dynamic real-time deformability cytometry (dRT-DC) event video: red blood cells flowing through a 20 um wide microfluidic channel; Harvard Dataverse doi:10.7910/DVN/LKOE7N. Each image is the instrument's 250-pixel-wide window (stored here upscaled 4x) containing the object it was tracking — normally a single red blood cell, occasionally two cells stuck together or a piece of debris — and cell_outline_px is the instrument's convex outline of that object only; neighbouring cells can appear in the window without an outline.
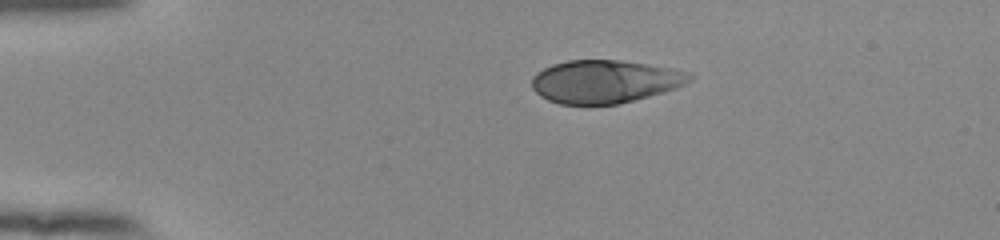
{"species": "human", "species_latin": "Homo sapiens", "temperature_condition": "room temperature", "stored_images_in_passage": 43, "camera_frame_rate_fps": 3000, "um_per_image_px": 0.085, "donor": {"sex": "female"}, "frame": {"image": 1, "passage_image": 1, "time_ms": 0.0, "image_size_px": [1000, 240], "cell_outline_px": [[696, 76], [692, 80], [676, 88], [664, 92], [620, 104], [560, 104], [548, 100], [540, 96], [532, 88], [532, 76], [536, 72], [552, 64], [568, 60], [620, 60], [648, 64], [692, 72]], "centroid_in_image_um": [51.44, 6.92], "position_along_channel_um": 33.6, "area_um2": 39.82}}
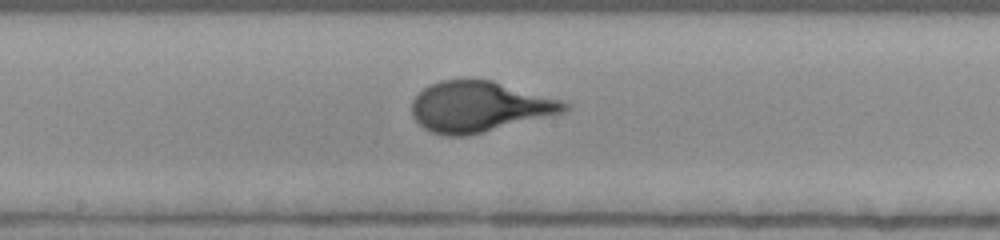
{"frame": {"image": 2, "passage_image": 19, "time_ms": 6.0, "image_size_px": [1000, 240], "cell_outline_px": [[572, 108], [564, 112], [464, 136], [444, 136], [432, 132], [424, 128], [412, 116], [412, 100], [424, 88], [440, 80], [492, 80], [560, 100], [572, 104]], "centroid_in_image_um": [40.73, 9.06], "position_along_channel_um": 207.5, "area_um2": 44.33}}
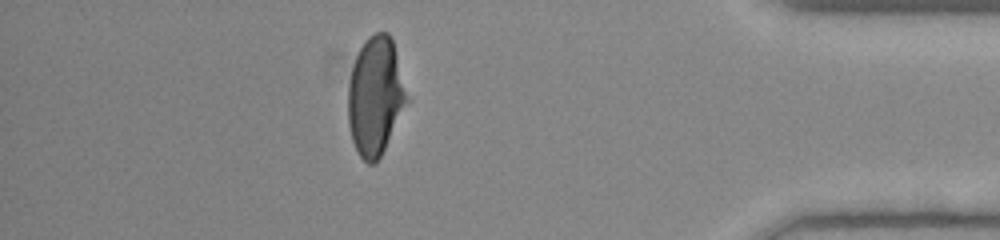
{"frame": {"image": 3, "passage_image": 37, "time_ms": 12.0, "image_size_px": [1000, 240], "cell_outline_px": [[408, 100], [376, 164], [368, 164], [360, 156], [352, 140], [348, 124], [348, 84], [352, 68], [356, 56], [364, 40], [368, 36], [376, 32], [388, 32], [392, 36], [408, 96]], "centroid_in_image_um": [31.89, 8.13], "position_along_channel_um": 403.3, "area_um2": 40.4}}